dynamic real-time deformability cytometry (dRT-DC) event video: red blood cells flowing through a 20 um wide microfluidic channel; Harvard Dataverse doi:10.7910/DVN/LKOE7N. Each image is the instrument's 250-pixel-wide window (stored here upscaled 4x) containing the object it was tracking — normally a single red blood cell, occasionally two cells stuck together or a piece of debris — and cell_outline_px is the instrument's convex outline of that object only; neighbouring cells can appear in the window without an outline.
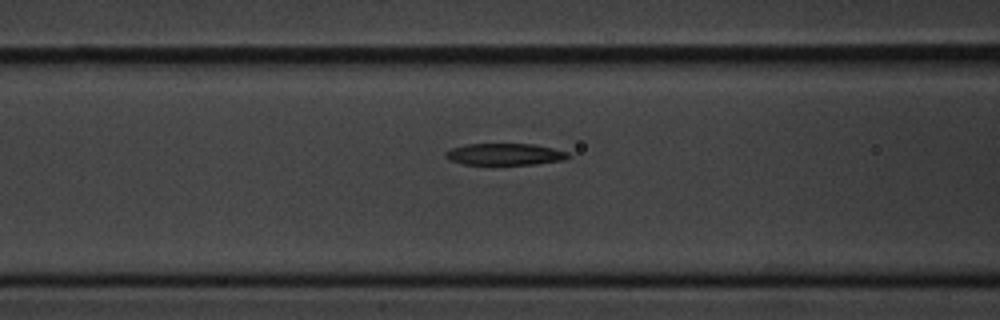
{"species": "common noctule bat (a hibernating species)", "species_latin": "Nyctalus noctula", "temperature_condition": "cold", "stored_images_in_passage": 18, "camera_frame_rate_fps": 3000, "um_per_image_px": 0.085, "animal": {"sex": "male", "body_mass_g": 20.1, "forearm_length_mm": 53.5}, "frame": {"image": 1, "passage_image": 16, "time_ms": 5.0, "image_size_px": [1000, 320], "cell_outline_px": [[572, 156], [564, 160], [532, 164], [464, 164], [448, 160], [444, 156], [444, 152], [452, 148], [464, 144], [532, 144], [552, 148], [568, 152]], "centroid_in_image_um": [42.88, 13.11], "position_along_channel_um": 123.7, "area_um2": 15.49}}